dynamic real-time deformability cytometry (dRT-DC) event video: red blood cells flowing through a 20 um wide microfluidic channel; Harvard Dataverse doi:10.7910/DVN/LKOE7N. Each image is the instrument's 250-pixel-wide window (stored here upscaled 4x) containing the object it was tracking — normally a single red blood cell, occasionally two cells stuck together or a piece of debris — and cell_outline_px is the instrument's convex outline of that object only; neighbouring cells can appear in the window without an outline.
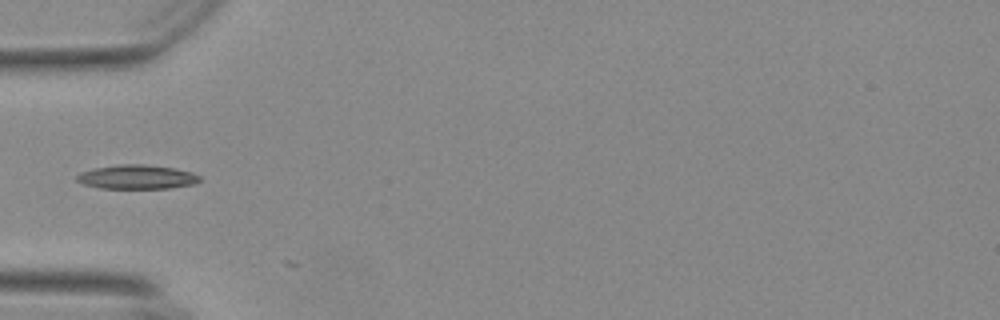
{"species": "Egyptian fruit bat (a non-hibernating species)", "species_latin": "Rousettus aegyptiacus", "temperature_condition": "warm", "stored_images_in_passage": 3, "camera_frame_rate_fps": 3000, "um_per_image_px": 0.085, "animal": {"sex": "female"}, "frame": {"image": 1, "passage_image": 1, "time_ms": 0.0, "image_size_px": [1000, 320], "cell_outline_px": [[200, 180], [192, 184], [168, 188], [100, 188], [84, 184], [76, 180], [76, 176], [80, 172], [96, 168], [120, 164], [144, 164], [176, 168], [192, 172], [200, 176]], "centroid_in_image_um": [11.64, 15.03], "position_along_channel_um": 73.4, "area_um2": 17.17}}